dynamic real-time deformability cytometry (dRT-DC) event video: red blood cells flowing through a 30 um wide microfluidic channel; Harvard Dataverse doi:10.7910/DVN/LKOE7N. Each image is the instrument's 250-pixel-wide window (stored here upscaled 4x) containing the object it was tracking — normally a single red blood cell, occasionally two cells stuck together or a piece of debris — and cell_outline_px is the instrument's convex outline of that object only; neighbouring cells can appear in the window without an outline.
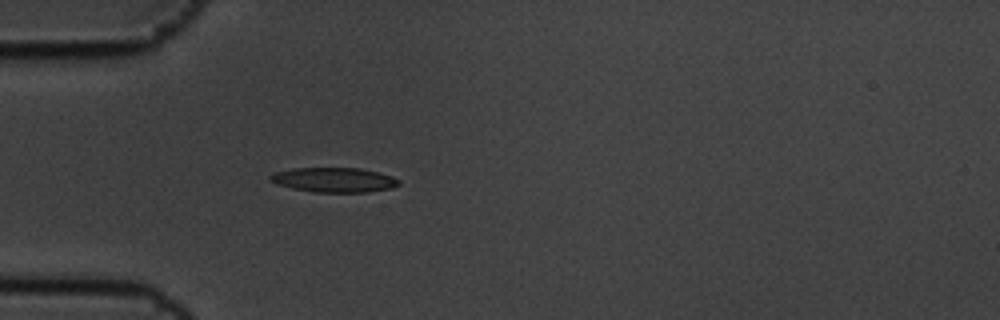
{"species": "common noctule bat (a hibernating species)", "species_latin": "Nyctalus noctula", "temperature_condition": "cold", "stored_images_in_passage": 6, "camera_frame_rate_fps": 3000, "um_per_image_px": 0.085, "animal": {"sex": "male", "body_mass_g": 19.5, "forearm_length_mm": 54.6}, "frame": {"image": 1, "passage_image": 6, "time_ms": 1.667, "image_size_px": [1000, 320], "cell_outline_px": [[400, 184], [392, 188], [368, 192], [312, 192], [292, 188], [276, 184], [268, 180], [268, 176], [276, 172], [292, 168], [360, 168], [392, 176], [400, 180]], "centroid_in_image_um": [28.37, 15.29], "position_along_channel_um": 56.6, "area_um2": 18.55}}